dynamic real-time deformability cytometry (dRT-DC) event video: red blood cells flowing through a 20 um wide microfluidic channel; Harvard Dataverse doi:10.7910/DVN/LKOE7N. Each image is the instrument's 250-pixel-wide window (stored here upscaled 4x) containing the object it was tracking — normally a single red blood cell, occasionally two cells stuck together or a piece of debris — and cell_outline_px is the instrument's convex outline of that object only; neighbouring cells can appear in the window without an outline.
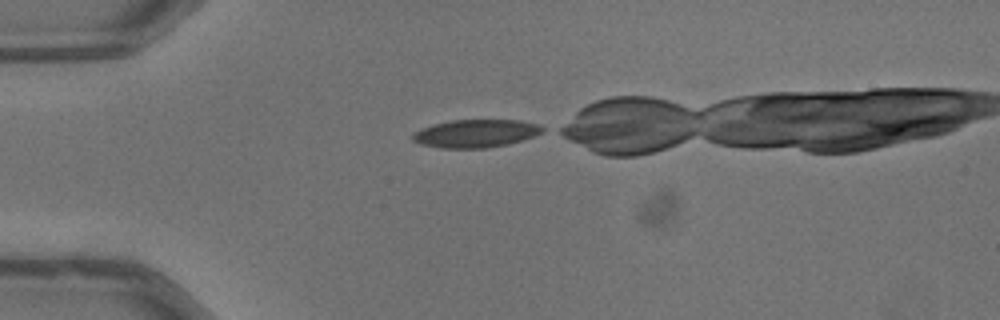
{"species": "common noctule bat (a hibernating species)", "species_latin": "Nyctalus noctula", "temperature_condition": "warm", "stored_images_in_passage": 28, "camera_frame_rate_fps": 3000, "um_per_image_px": 0.085, "animal": {"sex": "male", "body_mass_g": 13.3}, "frame": {"image": 1, "passage_image": 1, "time_ms": 0.0, "image_size_px": [1000, 320], "cell_outline_px": [[548, 128], [544, 132], [508, 144], [488, 148], [440, 148], [420, 144], [412, 140], [412, 132], [436, 124], [452, 120], [520, 120], [540, 124]], "centroid_in_image_um": [40.48, 11.34], "position_along_channel_um": 44.5, "area_um2": 21.21}}
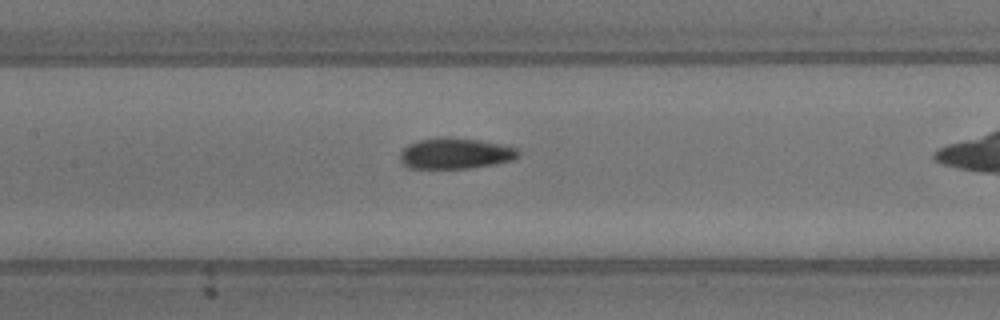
{"frame": {"image": 2, "passage_image": 12, "time_ms": 3.667, "image_size_px": [1000, 320], "cell_outline_px": [[520, 156], [512, 160], [496, 164], [472, 168], [408, 168], [400, 160], [400, 152], [408, 144], [416, 140], [480, 140], [516, 148], [520, 152]], "centroid_in_image_um": [38.72, 13.09], "position_along_channel_um": 168.7, "area_um2": 20.52}}
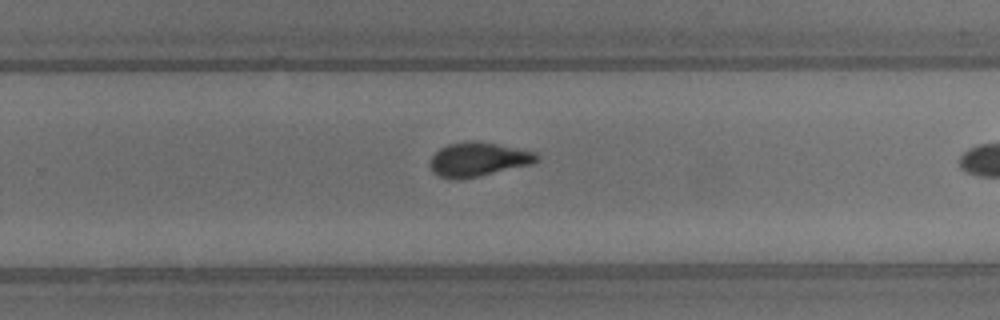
{"frame": {"image": 3, "passage_image": 21, "time_ms": 6.667, "image_size_px": [1000, 320], "cell_outline_px": [[540, 160], [532, 164], [460, 180], [456, 180], [440, 176], [432, 172], [428, 164], [432, 156], [440, 148], [448, 144], [496, 144], [536, 152], [540, 156]], "centroid_in_image_um": [40.65, 13.6], "position_along_channel_um": 289.1, "area_um2": 20.52}}